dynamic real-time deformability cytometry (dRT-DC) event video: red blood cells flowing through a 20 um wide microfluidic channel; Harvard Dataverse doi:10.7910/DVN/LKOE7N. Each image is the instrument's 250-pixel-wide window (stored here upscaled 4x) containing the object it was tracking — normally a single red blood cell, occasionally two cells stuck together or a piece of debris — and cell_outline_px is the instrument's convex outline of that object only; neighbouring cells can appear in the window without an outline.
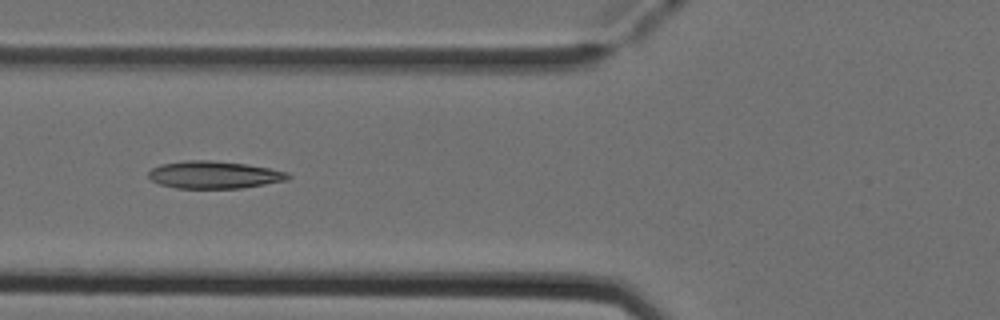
{"species": "Egyptian fruit bat (a non-hibernating species)", "species_latin": "Rousettus aegyptiacus", "temperature_condition": "cold", "stored_images_in_passage": 5, "camera_frame_rate_fps": 3000, "um_per_image_px": 0.085, "animal": {"sex": "female"}, "frame": {"image": 1, "passage_image": 5, "time_ms": 1.333, "image_size_px": [1000, 320], "cell_outline_px": [[292, 176], [288, 180], [240, 188], [176, 188], [160, 184], [152, 180], [148, 176], [148, 172], [152, 168], [160, 164], [184, 160], [212, 160], [244, 164], [268, 168], [288, 172]], "centroid_in_image_um": [18.19, 14.85], "position_along_channel_um": 107.6, "area_um2": 22.25}}